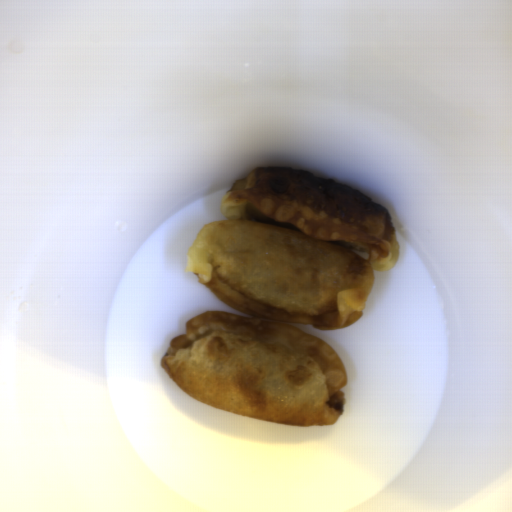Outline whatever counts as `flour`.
I'll use <instances>...</instances> for the list:
<instances>
[{"label":"flour","instance_id":"1","mask_svg":"<svg viewBox=\"0 0 512 512\" xmlns=\"http://www.w3.org/2000/svg\"><path fill=\"white\" fill-rule=\"evenodd\" d=\"M186 250L222 303L187 320L159 364L196 400L298 427L336 424L347 402L341 355L290 324L341 330L362 318L375 271L397 266L392 213L359 190L287 166L252 169Z\"/></svg>","mask_w":512,"mask_h":512}]
</instances>
